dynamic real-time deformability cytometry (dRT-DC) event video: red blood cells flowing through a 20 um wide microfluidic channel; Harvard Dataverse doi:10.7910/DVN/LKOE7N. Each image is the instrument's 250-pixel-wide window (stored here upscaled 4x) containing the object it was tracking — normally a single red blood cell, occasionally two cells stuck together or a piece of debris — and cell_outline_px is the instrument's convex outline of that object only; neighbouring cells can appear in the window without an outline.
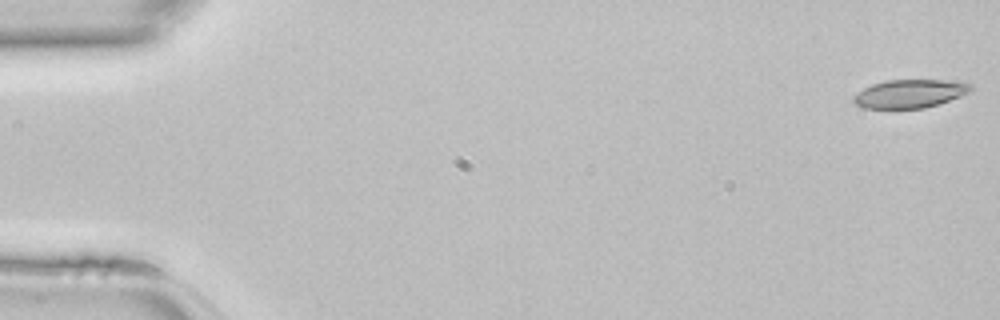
{"species": "common noctule bat (a hibernating species)", "species_latin": "Nyctalus noctula", "temperature_condition": "room temperature", "stored_images_in_passage": 46, "camera_frame_rate_fps": 3000, "um_per_image_px": 0.085, "animal": {"sex": "female", "body_mass_g": 22.7, "forearm_length_mm": 54.2}, "frame": {"image": 1, "passage_image": 1, "time_ms": 0.0, "image_size_px": [1000, 320], "cell_outline_px": [[972, 92], [940, 104], [924, 108], [864, 108], [856, 104], [852, 100], [852, 96], [856, 92], [872, 84], [888, 80], [944, 80], [972, 84]], "centroid_in_image_um": [77.34, 7.96], "position_along_channel_um": 7.7, "area_um2": 19.48}}
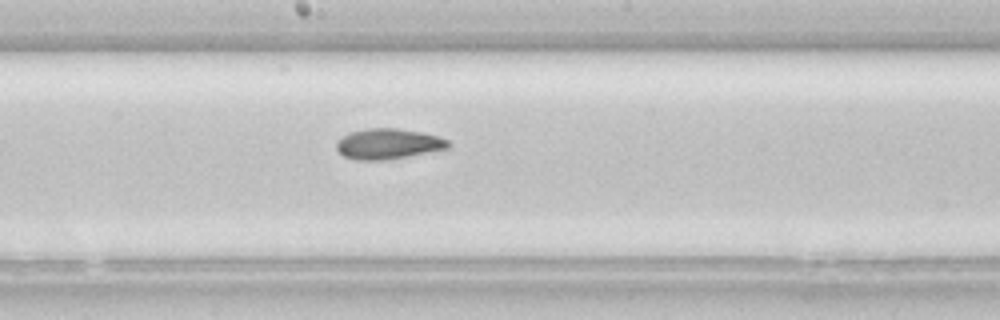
{"frame": {"image": 2, "passage_image": 25, "time_ms": 8.0, "image_size_px": [1000, 320], "cell_outline_px": [[452, 148], [408, 156], [384, 160], [356, 160], [344, 156], [336, 148], [336, 140], [348, 132], [368, 128], [396, 128], [420, 132], [436, 136], [448, 140], [452, 144]], "centroid_in_image_um": [32.99, 12.23], "position_along_channel_um": 215.2, "area_um2": 20.0}}
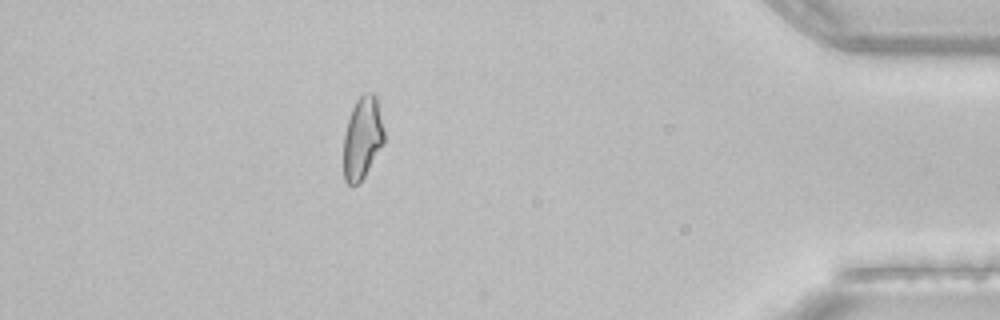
{"frame": {"image": 3, "passage_image": 41, "time_ms": 13.333, "image_size_px": [1000, 320], "cell_outline_px": [[384, 144], [364, 176], [356, 184], [348, 184], [344, 180], [344, 136], [348, 120], [352, 108], [356, 100], [364, 92], [376, 92], [384, 132]], "centroid_in_image_um": [30.82, 11.68], "position_along_channel_um": 404.4, "area_um2": 19.42}}